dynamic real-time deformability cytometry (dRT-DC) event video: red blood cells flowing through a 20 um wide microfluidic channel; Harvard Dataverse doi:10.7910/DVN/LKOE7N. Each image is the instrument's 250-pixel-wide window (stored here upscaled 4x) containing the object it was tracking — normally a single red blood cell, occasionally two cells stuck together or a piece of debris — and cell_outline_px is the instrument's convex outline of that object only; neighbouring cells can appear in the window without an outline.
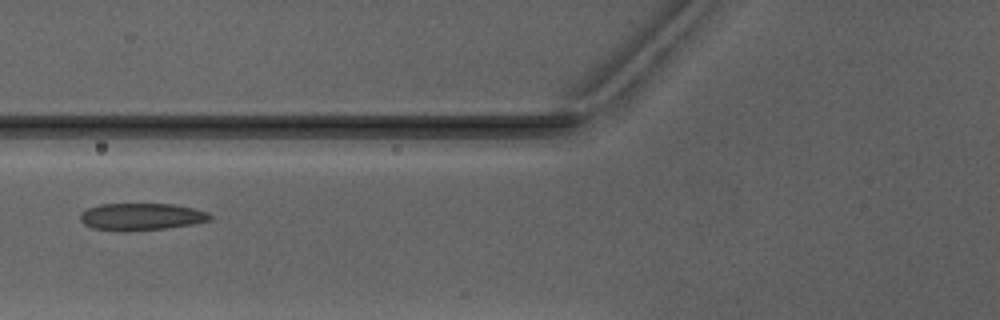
{"species": "Egyptian fruit bat (a non-hibernating species)", "species_latin": "Rousettus aegyptiacus", "temperature_condition": "warm", "stored_images_in_passage": 2, "camera_frame_rate_fps": 3000, "um_per_image_px": 0.085, "animal": {"sex": "male"}, "frame": {"image": 1, "passage_image": 2, "time_ms": 1.0, "image_size_px": [1000, 320], "cell_outline_px": [[212, 220], [192, 224], [164, 228], [92, 228], [84, 224], [80, 220], [80, 212], [88, 208], [100, 204], [172, 204], [192, 208], [208, 212], [212, 216]], "centroid_in_image_um": [12.05, 18.37], "position_along_channel_um": 113.8, "area_um2": 19.54}}